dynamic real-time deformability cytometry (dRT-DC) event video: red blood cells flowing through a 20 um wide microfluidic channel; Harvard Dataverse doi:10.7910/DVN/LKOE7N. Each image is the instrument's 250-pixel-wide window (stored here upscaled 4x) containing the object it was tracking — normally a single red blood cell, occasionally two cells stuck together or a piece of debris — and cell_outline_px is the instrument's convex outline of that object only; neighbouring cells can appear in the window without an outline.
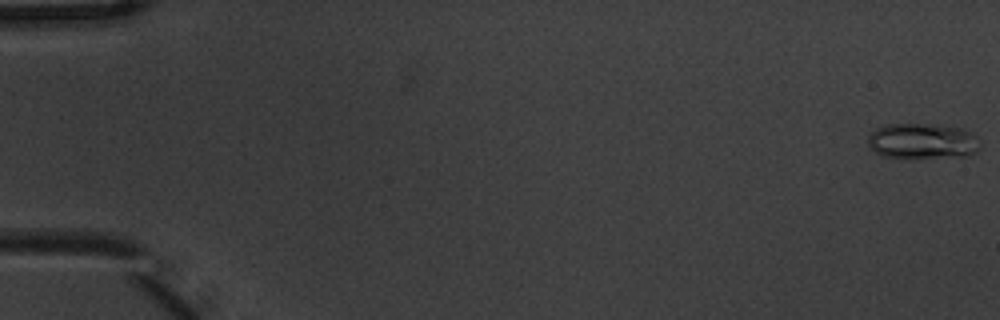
{"species": "common noctule bat (a hibernating species)", "species_latin": "Nyctalus noctula", "temperature_condition": "warm", "stored_images_in_passage": 6, "camera_frame_rate_fps": 3000, "um_per_image_px": 0.085, "animal": {"sex": "male", "body_mass_g": 20.1, "forearm_length_mm": 53.5}, "frame": {"image": 1, "passage_image": 1, "time_ms": 0.0, "image_size_px": [1000, 320], "cell_outline_px": [[980, 148], [976, 152], [968, 156], [912, 160], [880, 156], [868, 144], [868, 136], [876, 128], [888, 124], [920, 124], [960, 128], [972, 132]], "centroid_in_image_um": [78.38, 12.05], "position_along_channel_um": 6.6, "area_um2": 23.7}}